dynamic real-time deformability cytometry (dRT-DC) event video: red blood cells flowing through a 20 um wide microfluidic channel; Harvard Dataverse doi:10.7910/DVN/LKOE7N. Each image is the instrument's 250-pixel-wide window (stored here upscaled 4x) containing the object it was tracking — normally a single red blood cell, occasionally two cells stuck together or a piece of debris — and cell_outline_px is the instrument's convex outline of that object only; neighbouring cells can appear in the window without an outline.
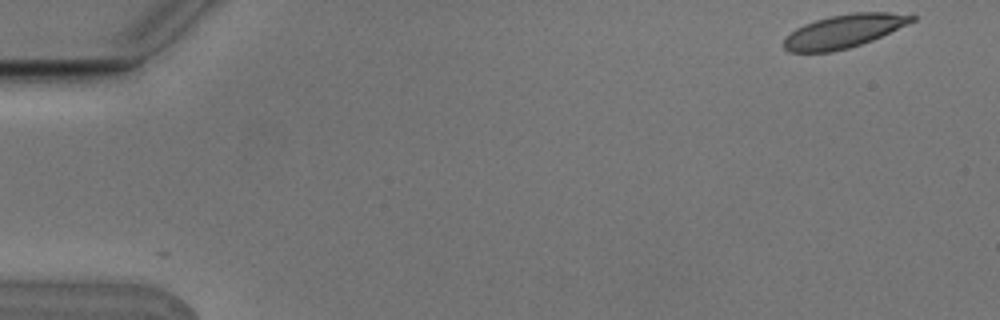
{"species": "Egyptian fruit bat (a non-hibernating species)", "species_latin": "Rousettus aegyptiacus", "temperature_condition": "cold", "stored_images_in_passage": 6, "camera_frame_rate_fps": 3000, "um_per_image_px": 0.085, "animal": {"sex": "male"}, "frame": {"image": 1, "passage_image": 1, "time_ms": 0.0, "image_size_px": [1000, 320], "cell_outline_px": [[916, 20], [908, 24], [872, 40], [848, 48], [832, 52], [788, 52], [784, 48], [784, 40], [796, 28], [804, 24], [828, 16], [852, 12], [888, 12], [916, 16]], "centroid_in_image_um": [71.73, 2.64], "position_along_channel_um": 13.3, "area_um2": 24.68}}
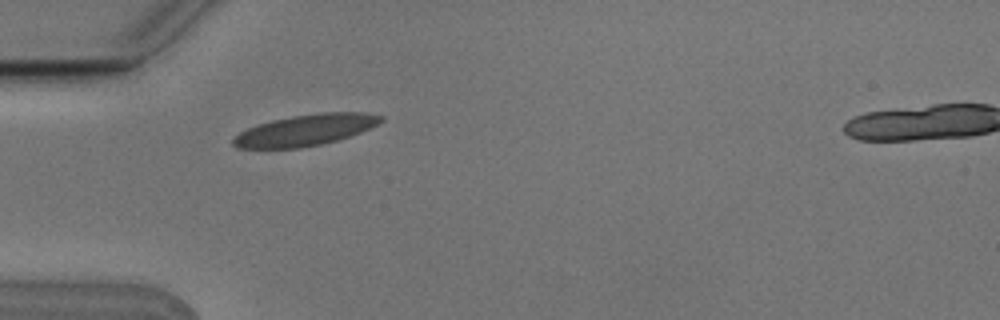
{"frame": {"image": 2, "passage_image": 5, "time_ms": 1.333, "image_size_px": [1000, 320], "cell_outline_px": [[384, 120], [360, 132], [336, 140], [320, 144], [300, 148], [236, 148], [232, 144], [232, 140], [240, 132], [248, 128], [272, 120], [292, 116], [316, 112], [368, 112], [384, 116]], "centroid_in_image_um": [25.97, 11.04], "position_along_channel_um": 59.0, "area_um2": 26.65}}